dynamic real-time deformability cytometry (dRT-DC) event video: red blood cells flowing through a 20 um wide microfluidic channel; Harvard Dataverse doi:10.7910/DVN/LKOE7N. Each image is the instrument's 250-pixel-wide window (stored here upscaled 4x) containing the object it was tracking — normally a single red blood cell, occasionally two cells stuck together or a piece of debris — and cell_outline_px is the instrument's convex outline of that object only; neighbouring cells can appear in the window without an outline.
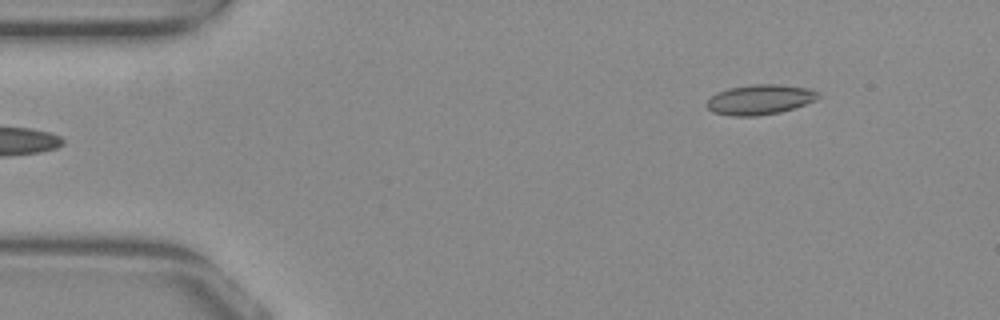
{"species": "common noctule bat (a hibernating species)", "species_latin": "Nyctalus noctula", "temperature_condition": "warm", "stored_images_in_passage": 47, "camera_frame_rate_fps": 3000, "um_per_image_px": 0.085, "animal": {"sex": "female", "body_mass_g": 29.2, "forearm_length_mm": 56.3}, "frame": {"image": 1, "passage_image": 1, "time_ms": 0.0, "image_size_px": [1000, 320], "cell_outline_px": [[820, 96], [816, 100], [780, 112], [756, 116], [732, 116], [712, 112], [704, 104], [716, 92], [728, 88], [752, 84], [776, 84], [808, 88], [820, 92]], "centroid_in_image_um": [64.56, 8.46], "position_along_channel_um": 20.4, "area_um2": 19.54}}
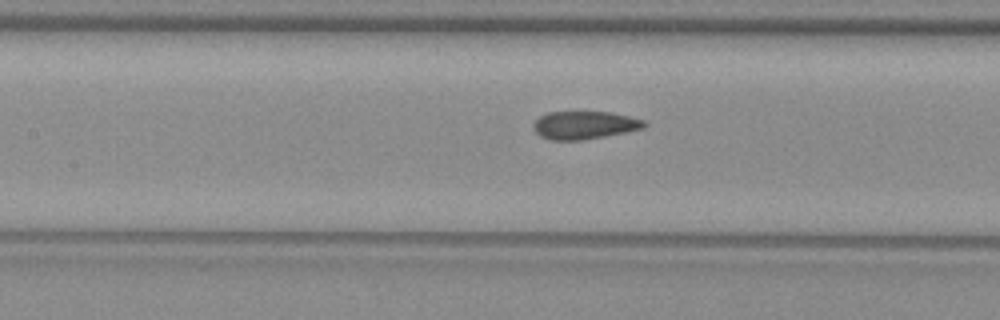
{"frame": {"image": 2, "passage_image": 18, "time_ms": 5.667, "image_size_px": [1000, 320], "cell_outline_px": [[648, 124], [644, 128], [604, 136], [580, 140], [552, 140], [540, 136], [532, 128], [532, 124], [540, 116], [548, 112], [612, 112], [644, 120]], "centroid_in_image_um": [49.66, 10.63], "position_along_channel_um": 157.7, "area_um2": 17.98}}
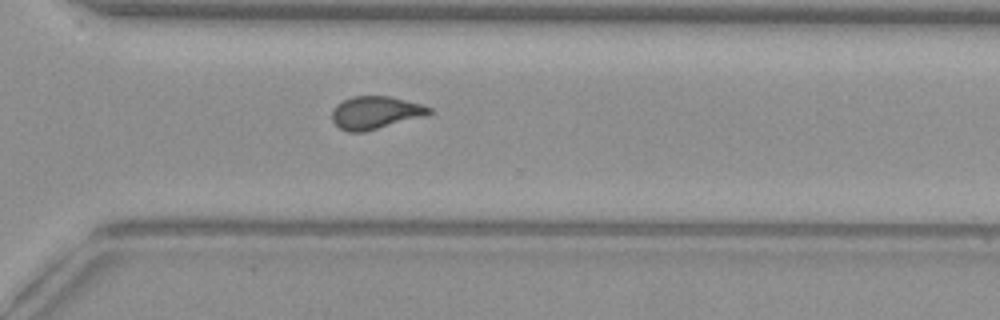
{"frame": {"image": 3, "passage_image": 32, "time_ms": 10.333, "image_size_px": [1000, 320], "cell_outline_px": [[432, 112], [424, 116], [364, 132], [348, 132], [340, 128], [332, 120], [332, 108], [336, 104], [352, 96], [388, 96], [420, 104], [432, 108]], "centroid_in_image_um": [31.87, 9.57], "position_along_channel_um": 338.7, "area_um2": 18.38}, "authors_computed_cell_mechanics": {"area_um2": 18.6694, "velocity_mm_per_s": 3.8887, "shape_relaxation_time_tau1_ms": null, "shape_relaxation_time_tau2_ms": 1.2145, "deformation_change_tau1": null, "deformation_change_tau2": 0.0591}}